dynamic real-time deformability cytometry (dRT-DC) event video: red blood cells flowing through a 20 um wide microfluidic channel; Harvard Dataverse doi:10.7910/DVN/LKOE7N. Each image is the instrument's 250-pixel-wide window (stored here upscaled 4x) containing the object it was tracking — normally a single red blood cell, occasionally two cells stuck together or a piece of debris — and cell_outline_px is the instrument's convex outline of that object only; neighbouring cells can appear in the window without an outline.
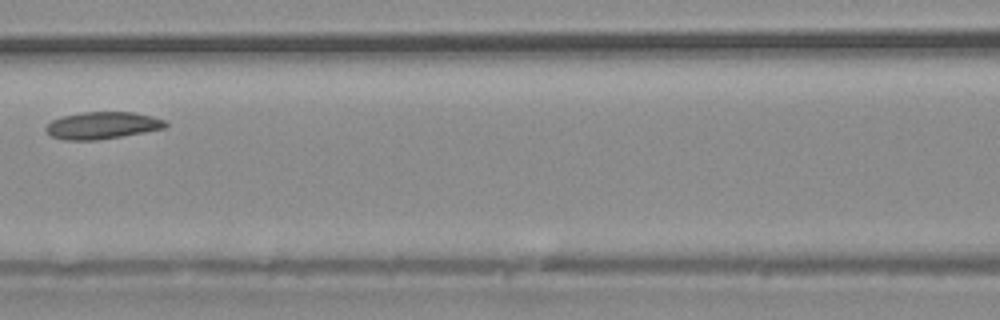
{"species": "common noctule bat (a hibernating species)", "species_latin": "Nyctalus noctula", "temperature_condition": "warm", "stored_images_in_passage": 31, "camera_frame_rate_fps": 3000, "um_per_image_px": 0.085, "animal": {"sex": "male", "body_mass_g": 20.4}, "frame": {"image": 1, "passage_image": 10, "time_ms": 3.0, "image_size_px": [1000, 320], "cell_outline_px": [[168, 124], [164, 128], [144, 132], [96, 140], [64, 140], [52, 136], [44, 128], [52, 120], [60, 116], [80, 112], [132, 112], [152, 116], [164, 120]], "centroid_in_image_um": [8.67, 10.65], "position_along_channel_um": 157.9, "area_um2": 18.79}}
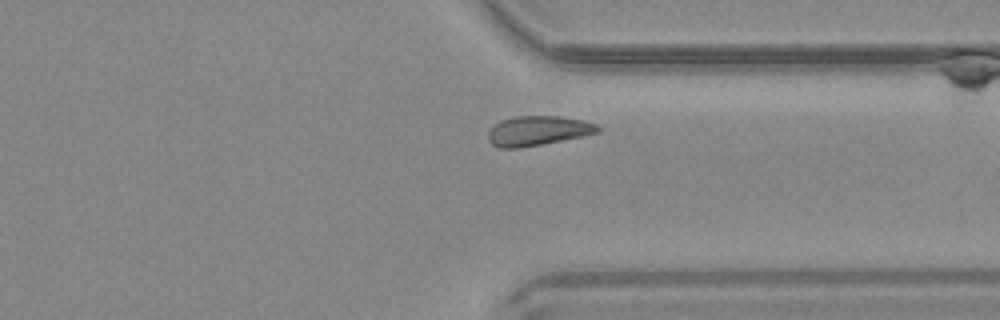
{"frame": {"image": 2, "passage_image": 22, "time_ms": 7.0, "image_size_px": [1000, 320], "cell_outline_px": [[600, 132], [584, 136], [520, 148], [496, 148], [488, 140], [488, 132], [500, 120], [516, 116], [560, 116], [584, 120], [596, 124], [600, 128]], "centroid_in_image_um": [45.72, 11.11], "position_along_channel_um": 365.7, "area_um2": 19.02}}